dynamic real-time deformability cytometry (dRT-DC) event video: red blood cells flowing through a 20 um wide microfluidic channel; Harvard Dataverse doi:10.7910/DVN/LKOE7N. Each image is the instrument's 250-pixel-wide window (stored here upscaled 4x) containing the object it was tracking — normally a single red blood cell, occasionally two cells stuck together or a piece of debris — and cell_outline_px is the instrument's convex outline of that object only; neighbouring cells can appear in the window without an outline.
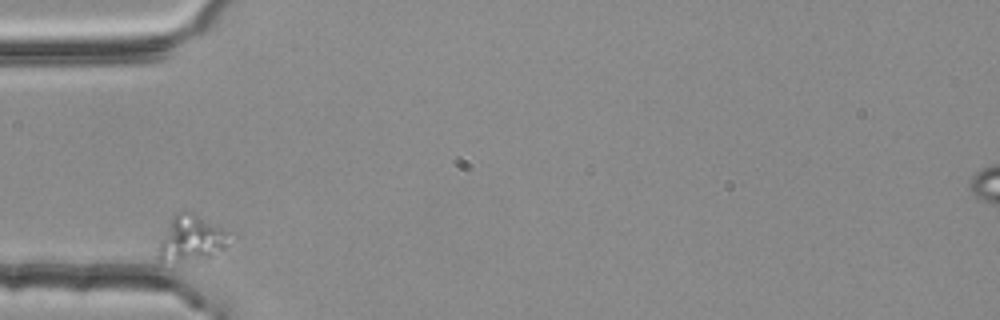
{"species": "common noctule bat (a hibernating species)", "species_latin": "Nyctalus noctula", "temperature_condition": "room temperature", "stored_images_in_passage": 8, "camera_frame_rate_fps": 3000, "um_per_image_px": 0.085, "animal": {"sex": "female", "body_mass_g": 25.1}, "frame": {"image": 1, "passage_image": 1, "time_ms": 0.0, "image_size_px": [1000, 320], "cell_outline_px": [[228, 236], [224, 248], [212, 256], [176, 260], [160, 260], [156, 256], [156, 248], [172, 216], [176, 212], [184, 208], [192, 212], [228, 232]], "centroid_in_image_um": [16.17, 20.21], "position_along_channel_um": 68.8, "area_um2": 18.44}}
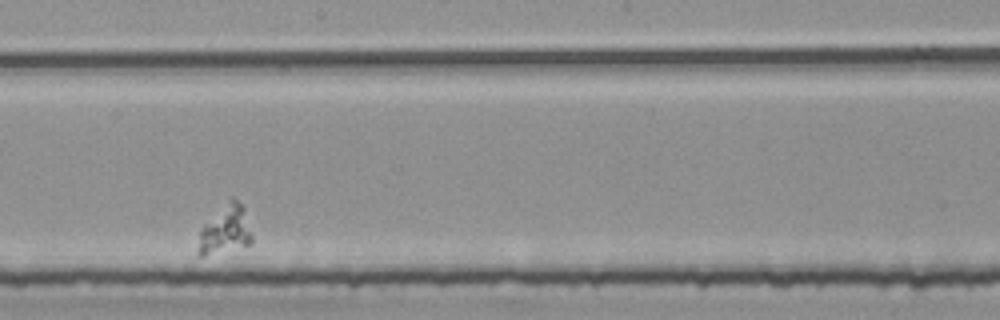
{"frame": {"image": 2, "passage_image": 5, "time_ms": 1.333, "image_size_px": [1000, 320], "cell_outline_px": [[252, 240], [248, 244], [204, 256], [200, 256], [196, 252], [200, 232], [204, 224], [232, 196], [244, 208], [252, 236]], "centroid_in_image_um": [19.12, 19.54], "position_along_channel_um": 229.1, "area_um2": 14.8}}
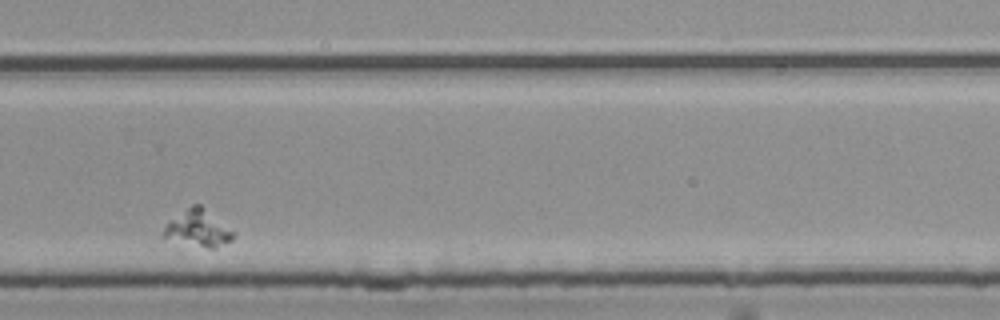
{"frame": {"image": 3, "passage_image": 7, "time_ms": 2.0, "image_size_px": [1000, 320], "cell_outline_px": [[232, 240], [216, 248], [208, 248], [160, 240], [160, 236], [168, 220], [192, 204], [200, 204], [232, 232]], "centroid_in_image_um": [16.68, 19.45], "position_along_channel_um": 313.1, "area_um2": 15.03}}